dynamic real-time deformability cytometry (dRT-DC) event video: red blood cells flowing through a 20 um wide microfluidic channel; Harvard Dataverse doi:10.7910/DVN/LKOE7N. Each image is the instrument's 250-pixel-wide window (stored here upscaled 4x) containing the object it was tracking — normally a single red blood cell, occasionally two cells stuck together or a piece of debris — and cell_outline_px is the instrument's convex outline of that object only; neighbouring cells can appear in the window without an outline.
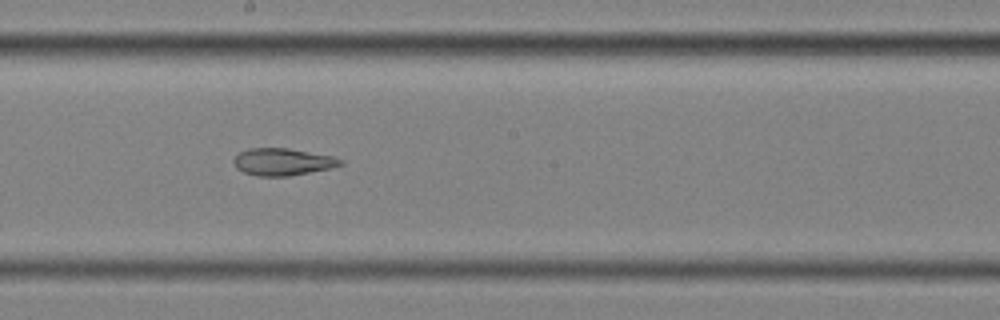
{"species": "common noctule bat (a hibernating species)", "species_latin": "Nyctalus noctula", "temperature_condition": "cold", "stored_images_in_passage": 14, "segment_of_instrument_passage": [2, 2], "camera_frame_rate_fps": 3000, "um_per_image_px": 0.085, "animal": {"sex": "female", "body_mass_g": 25.1}, "frame": {"image": 1, "passage_image": 8, "time_ms": 2.333, "image_size_px": [1000, 320], "cell_outline_px": [[344, 164], [332, 168], [288, 176], [256, 176], [244, 172], [236, 168], [232, 160], [240, 152], [248, 148], [288, 148], [332, 156], [344, 160]], "centroid_in_image_um": [24.03, 13.76], "position_along_channel_um": 224.2, "area_um2": 16.94}}
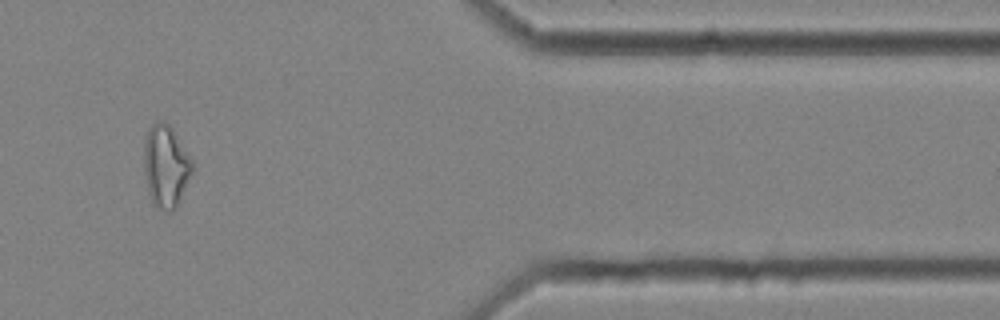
{"frame": {"image": 2, "passage_image": 12, "time_ms": 3.667, "image_size_px": [1000, 320], "cell_outline_px": [[196, 168], [176, 208], [172, 212], [168, 212], [152, 204], [148, 192], [144, 172], [144, 144], [148, 128], [156, 120], [164, 120], [172, 128], [192, 160]], "centroid_in_image_um": [14.11, 14.13], "position_along_channel_um": 397.3, "area_um2": 23.64}}